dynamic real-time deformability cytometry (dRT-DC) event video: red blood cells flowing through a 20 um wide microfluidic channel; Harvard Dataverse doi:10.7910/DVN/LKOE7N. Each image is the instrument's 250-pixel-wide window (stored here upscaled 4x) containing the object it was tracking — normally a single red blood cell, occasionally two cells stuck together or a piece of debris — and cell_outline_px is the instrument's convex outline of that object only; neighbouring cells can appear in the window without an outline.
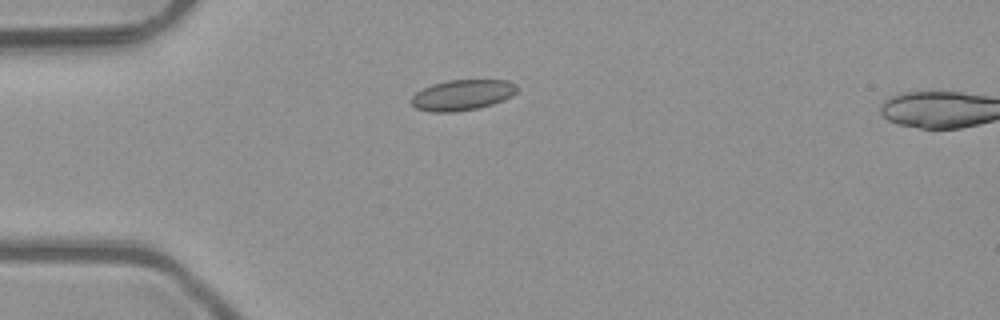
{"species": "common noctule bat (a hibernating species)", "species_latin": "Nyctalus noctula", "temperature_condition": "room temperature", "stored_images_in_passage": 4, "camera_frame_rate_fps": 3000, "um_per_image_px": 0.085, "animal": {"sex": "male", "body_mass_g": 23.1, "forearm_length_mm": 52.7}, "frame": {"image": 1, "passage_image": 1, "time_ms": 0.0, "image_size_px": [1000, 320], "cell_outline_px": [[516, 92], [512, 96], [504, 100], [480, 108], [452, 112], [432, 112], [416, 108], [412, 104], [412, 96], [416, 92], [432, 84], [448, 80], [508, 80], [516, 84]], "centroid_in_image_um": [39.31, 8.07], "position_along_channel_um": 45.7, "area_um2": 18.84}}
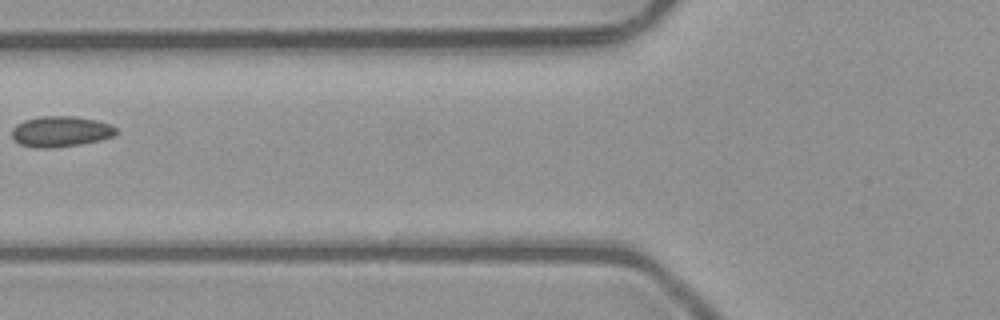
{"frame": {"image": 2, "passage_image": 3, "time_ms": 0.667, "image_size_px": [1000, 320], "cell_outline_px": [[116, 132], [112, 136], [100, 140], [80, 144], [52, 148], [36, 148], [20, 144], [12, 136], [12, 128], [16, 124], [24, 120], [40, 116], [76, 116], [96, 120], [108, 124], [116, 128]], "centroid_in_image_um": [5.12, 11.17], "position_along_channel_um": 120.7, "area_um2": 18.55}}
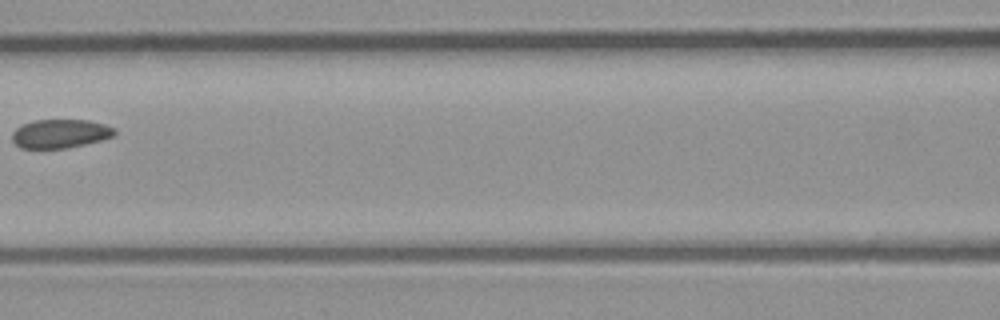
{"frame": {"image": 3, "passage_image": 4, "time_ms": 1.0, "image_size_px": [1000, 320], "cell_outline_px": [[116, 132], [112, 136], [100, 140], [84, 144], [64, 148], [20, 148], [12, 140], [12, 132], [16, 128], [24, 124], [36, 120], [88, 120], [104, 124], [112, 128]], "centroid_in_image_um": [5.08, 11.36], "position_along_channel_um": 161.5, "area_um2": 16.88}}